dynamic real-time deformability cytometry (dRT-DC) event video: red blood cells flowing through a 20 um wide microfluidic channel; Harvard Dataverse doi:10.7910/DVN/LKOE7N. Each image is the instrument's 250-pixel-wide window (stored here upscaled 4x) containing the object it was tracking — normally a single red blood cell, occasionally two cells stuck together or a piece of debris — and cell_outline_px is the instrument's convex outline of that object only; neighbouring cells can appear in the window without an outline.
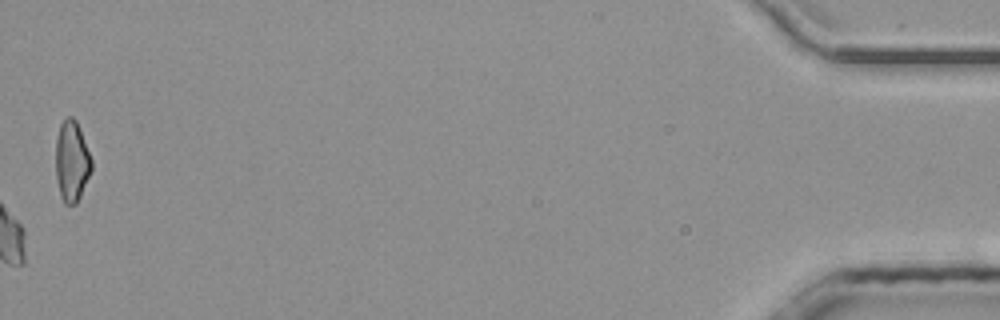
{"species": "common noctule bat (a hibernating species)", "species_latin": "Nyctalus noctula", "temperature_condition": "room temperature", "stored_images_in_passage": 50, "camera_frame_rate_fps": 3000, "um_per_image_px": 0.085, "animal": {"sex": "male", "body_mass_g": 20.4}, "frame": {"image": 1, "passage_image": 50, "time_ms": 16.333, "image_size_px": [1000, 320], "cell_outline_px": [[92, 172], [76, 204], [64, 204], [60, 196], [56, 176], [56, 136], [60, 124], [68, 116], [72, 116], [76, 120], [92, 160]], "centroid_in_image_um": [6.1, 13.72], "position_along_channel_um": 429.1, "area_um2": 16.94}, "authors_computed_cell_mechanics": {"area_um2": 17.7446, "velocity_mm_per_s": 4.1243, "shape_relaxation_time_tau1_ms": null, "shape_relaxation_time_tau2_ms": 3.5888, "deformation_change_tau1": null, "deformation_change_tau2": 0.0673}}